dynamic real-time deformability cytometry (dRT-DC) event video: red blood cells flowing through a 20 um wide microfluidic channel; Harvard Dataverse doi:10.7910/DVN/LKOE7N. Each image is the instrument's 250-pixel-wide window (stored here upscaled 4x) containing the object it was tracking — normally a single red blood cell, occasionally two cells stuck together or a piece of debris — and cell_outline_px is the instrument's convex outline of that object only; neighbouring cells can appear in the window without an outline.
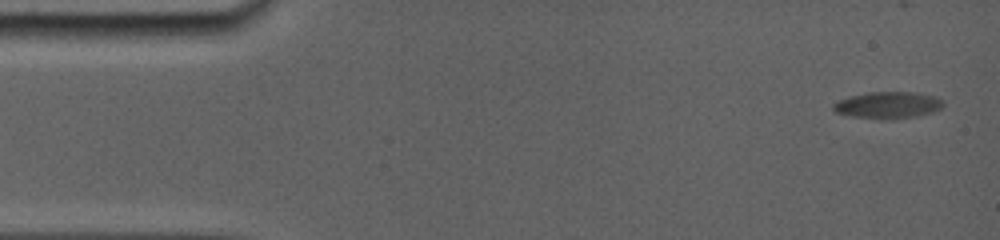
{"species": "common noctule bat (a hibernating species)", "species_latin": "Nyctalus noctula", "temperature_condition": "room temperature", "stored_images_in_passage": 35, "camera_frame_rate_fps": 5000, "um_per_image_px": 0.085, "animal": {"sex": "female", "body_mass_g": 19.0, "forearm_length_mm": 56.7}, "frame": {"image": 1, "passage_image": 1, "time_ms": 0.0, "image_size_px": [1000, 240], "cell_outline_px": [[944, 104], [940, 108], [928, 112], [904, 116], [860, 116], [836, 112], [832, 108], [832, 104], [848, 96], [868, 92], [916, 92], [936, 96]], "centroid_in_image_um": [75.44, 8.85], "position_along_channel_um": 9.6, "area_um2": 15.78}}
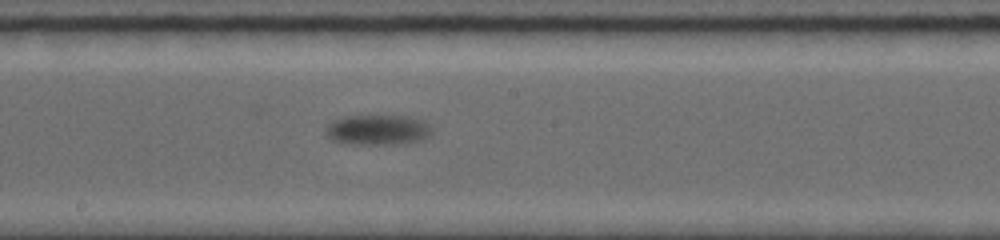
{"frame": {"image": 2, "passage_image": 20, "time_ms": 9.4, "image_size_px": [1000, 240], "cell_outline_px": [[428, 136], [420, 140], [380, 144], [368, 144], [332, 140], [328, 136], [328, 124], [336, 120], [348, 116], [404, 116], [420, 120], [428, 128]], "centroid_in_image_um": [32.06, 11.02], "position_along_channel_um": 216.1, "area_um2": 17.4}}
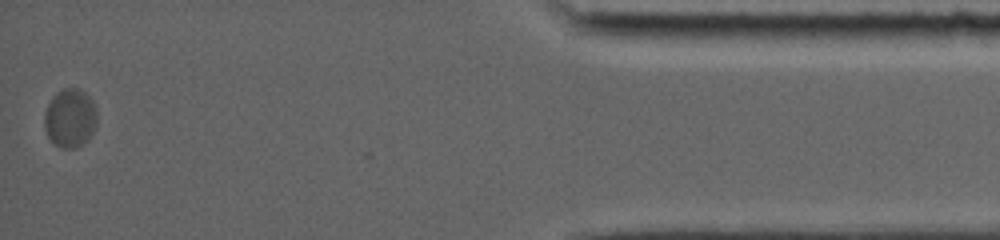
{"frame": {"image": 3, "passage_image": 35, "time_ms": 17.6, "image_size_px": [1000, 240], "cell_outline_px": [[96, 124], [88, 140], [76, 148], [60, 148], [52, 144], [44, 128], [44, 112], [52, 96], [56, 92], [64, 88], [76, 88], [84, 92], [92, 100], [96, 112]], "centroid_in_image_um": [5.92, 10.05], "position_along_channel_um": 429.3, "area_um2": 18.15}, "authors_computed_cell_mechanics": {"area_um2": 16.9932, "velocity_mm_per_s": 3.4393, "shape_relaxation_time_tau1_ms": 3.3171, "shape_relaxation_time_tau2_ms": null, "deformation_change_tau1": 0.1414, "deformation_change_tau2": null}}